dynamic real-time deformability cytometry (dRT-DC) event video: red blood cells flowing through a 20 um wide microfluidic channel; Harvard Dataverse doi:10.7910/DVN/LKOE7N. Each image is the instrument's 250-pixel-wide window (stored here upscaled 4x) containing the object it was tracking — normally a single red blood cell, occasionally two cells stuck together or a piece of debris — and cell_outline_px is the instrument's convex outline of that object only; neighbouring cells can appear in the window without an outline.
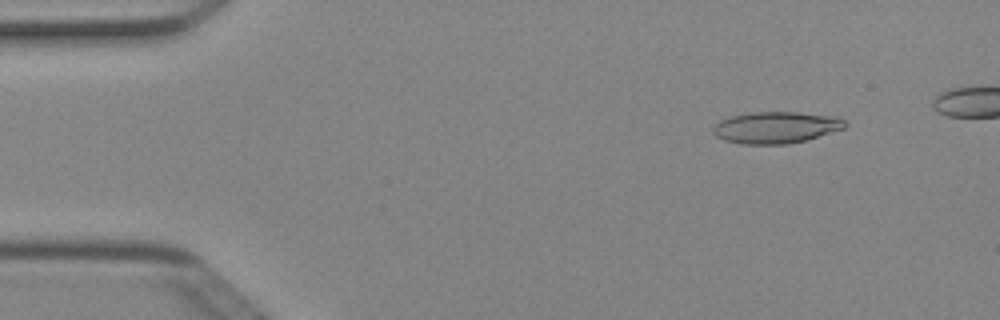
{"species": "Egyptian fruit bat (a non-hibernating species)", "species_latin": "Rousettus aegyptiacus", "temperature_condition": "cold", "stored_images_in_passage": 42, "camera_frame_rate_fps": 3000, "um_per_image_px": 0.085, "animal": {"sex": "female"}, "frame": {"image": 1, "passage_image": 2, "time_ms": 0.333, "image_size_px": [1000, 320], "cell_outline_px": [[848, 124], [844, 128], [808, 140], [788, 144], [740, 144], [724, 140], [716, 136], [712, 132], [712, 128], [720, 120], [732, 116], [752, 112], [800, 112], [840, 116]], "centroid_in_image_um": [65.99, 10.83], "position_along_channel_um": 19.0, "area_um2": 24.62}}
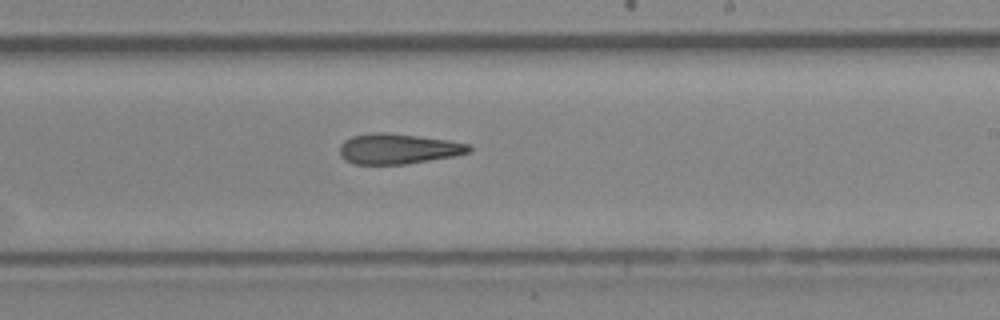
{"frame": {"image": 2, "passage_image": 26, "time_ms": 8.333, "image_size_px": [1000, 320], "cell_outline_px": [[472, 152], [456, 156], [408, 164], [352, 164], [344, 160], [340, 156], [340, 144], [344, 140], [352, 136], [372, 132], [384, 132], [448, 140], [468, 144], [472, 148]], "centroid_in_image_um": [33.83, 12.66], "position_along_channel_um": 255.2, "area_um2": 23.06}}
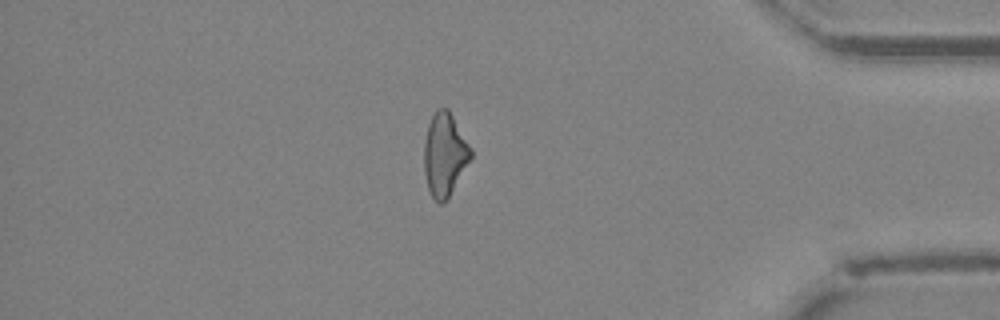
{"frame": {"image": 3, "passage_image": 39, "time_ms": 12.667, "image_size_px": [1000, 320], "cell_outline_px": [[472, 156], [444, 204], [440, 204], [432, 196], [428, 188], [424, 172], [424, 144], [428, 124], [436, 108], [448, 108], [472, 148]], "centroid_in_image_um": [37.79, 13.11], "position_along_channel_um": 397.4, "area_um2": 22.48}, "authors_computed_cell_mechanics": {"area_um2": 23.4379, "velocity_mm_per_s": 4.0482, "shape_relaxation_time_tau1_ms": null, "shape_relaxation_time_tau2_ms": 5.5833, "deformation_change_tau1": null, "deformation_change_tau2": 0.1864}}